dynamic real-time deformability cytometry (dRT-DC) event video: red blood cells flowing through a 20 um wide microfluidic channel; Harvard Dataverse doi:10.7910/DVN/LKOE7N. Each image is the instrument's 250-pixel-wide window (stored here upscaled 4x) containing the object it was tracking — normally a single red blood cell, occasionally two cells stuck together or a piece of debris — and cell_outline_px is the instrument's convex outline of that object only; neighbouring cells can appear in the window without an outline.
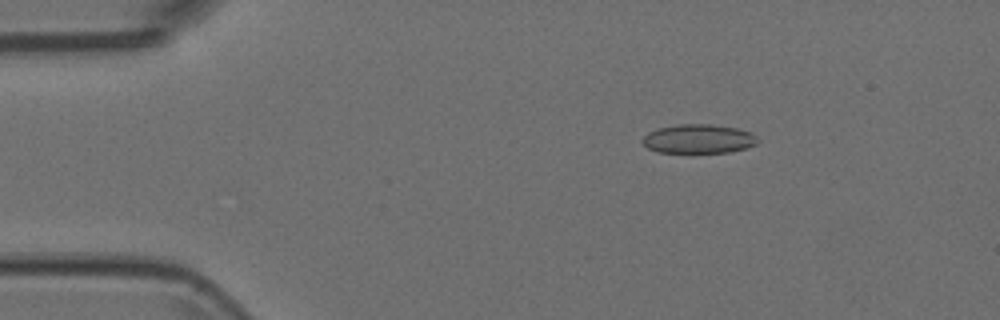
{"species": "Egyptian fruit bat (a non-hibernating species)", "species_latin": "Rousettus aegyptiacus", "temperature_condition": "room temperature", "stored_images_in_passage": 3, "camera_frame_rate_fps": 3000, "um_per_image_px": 0.085, "animal": {"sex": "female"}, "frame": {"image": 1, "passage_image": 1, "time_ms": 0.0, "image_size_px": [1000, 320], "cell_outline_px": [[760, 140], [756, 144], [748, 148], [728, 152], [656, 152], [648, 148], [644, 144], [644, 136], [648, 132], [656, 128], [676, 124], [708, 124], [736, 128], [752, 132]], "centroid_in_image_um": [59.4, 11.79], "position_along_channel_um": 25.6, "area_um2": 19.54}}
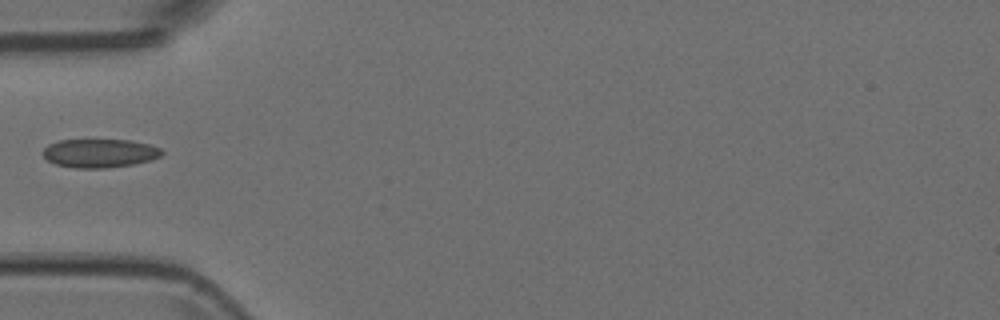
{"frame": {"image": 2, "passage_image": 3, "time_ms": 0.667, "image_size_px": [1000, 320], "cell_outline_px": [[164, 152], [160, 156], [152, 160], [132, 164], [104, 168], [76, 168], [56, 164], [48, 160], [44, 156], [44, 148], [48, 144], [60, 140], [128, 140], [148, 144], [160, 148]], "centroid_in_image_um": [8.48, 13.02], "position_along_channel_um": 76.5, "area_um2": 19.65}}